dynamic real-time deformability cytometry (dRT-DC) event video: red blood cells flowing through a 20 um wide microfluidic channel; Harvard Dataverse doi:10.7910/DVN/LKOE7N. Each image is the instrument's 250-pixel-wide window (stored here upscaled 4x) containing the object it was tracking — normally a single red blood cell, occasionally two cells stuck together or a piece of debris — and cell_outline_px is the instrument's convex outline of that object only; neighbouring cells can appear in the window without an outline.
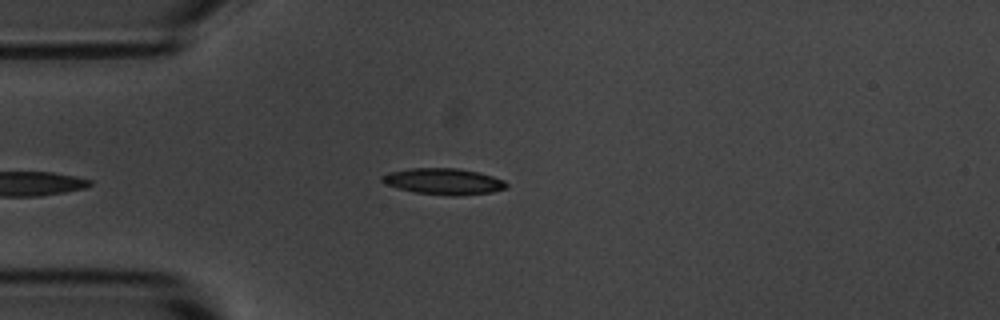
{"species": "common noctule bat (a hibernating species)", "species_latin": "Nyctalus noctula", "temperature_condition": "room temperature", "stored_images_in_passage": 4, "camera_frame_rate_fps": 3000, "um_per_image_px": 0.085, "animal": {"sex": "male", "body_mass_g": 20.1, "forearm_length_mm": 53.5}, "frame": {"image": 1, "passage_image": 4, "time_ms": 3.667, "image_size_px": [1000, 320], "cell_outline_px": [[508, 188], [492, 192], [456, 196], [452, 196], [416, 192], [384, 184], [380, 180], [380, 176], [388, 172], [408, 168], [456, 168], [480, 172], [504, 180], [508, 184]], "centroid_in_image_um": [37.71, 15.41], "position_along_channel_um": 47.3, "area_um2": 19.13}}